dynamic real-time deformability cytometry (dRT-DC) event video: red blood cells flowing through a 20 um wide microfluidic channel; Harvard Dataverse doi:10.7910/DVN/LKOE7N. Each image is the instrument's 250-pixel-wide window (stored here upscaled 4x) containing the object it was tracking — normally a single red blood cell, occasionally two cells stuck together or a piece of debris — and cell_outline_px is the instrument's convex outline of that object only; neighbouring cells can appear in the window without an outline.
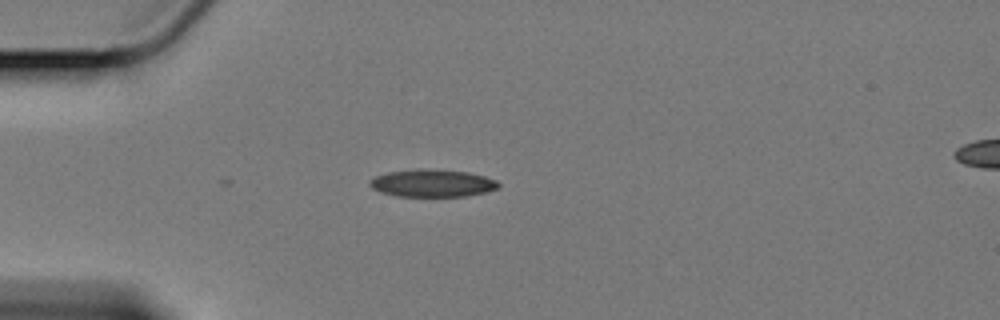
{"species": "Egyptian fruit bat (a non-hibernating species)", "species_latin": "Rousettus aegyptiacus", "temperature_condition": "cold", "stored_images_in_passage": 3, "camera_frame_rate_fps": 3000, "um_per_image_px": 0.085, "animal": {"sex": "female"}, "frame": {"image": 1, "passage_image": 1, "time_ms": 0.0, "image_size_px": [1000, 320], "cell_outline_px": [[500, 184], [496, 188], [484, 192], [464, 196], [396, 196], [380, 192], [372, 188], [368, 184], [368, 180], [376, 176], [388, 172], [468, 172], [484, 176], [496, 180]], "centroid_in_image_um": [36.72, 15.63], "position_along_channel_um": 48.3, "area_um2": 19.36}}